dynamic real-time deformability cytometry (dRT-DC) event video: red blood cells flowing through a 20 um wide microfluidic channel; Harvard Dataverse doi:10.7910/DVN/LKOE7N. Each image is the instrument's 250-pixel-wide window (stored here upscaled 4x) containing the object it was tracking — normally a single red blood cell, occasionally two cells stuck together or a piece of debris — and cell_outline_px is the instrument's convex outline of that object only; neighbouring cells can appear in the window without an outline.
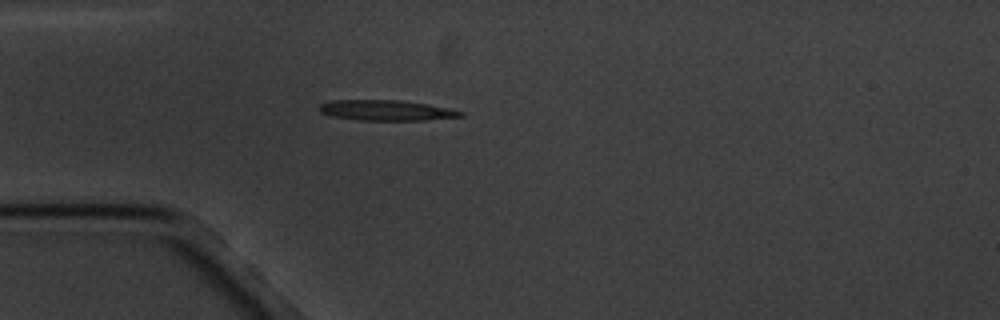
{"species": "common noctule bat (a hibernating species)", "species_latin": "Nyctalus noctula", "temperature_condition": "cold", "stored_images_in_passage": 3, "camera_frame_rate_fps": 3000, "um_per_image_px": 0.085, "animal": {"sex": "male", "body_mass_g": 20.1, "forearm_length_mm": 53.5}, "frame": {"image": 1, "passage_image": 3, "time_ms": 3.0, "image_size_px": [1000, 320], "cell_outline_px": [[464, 116], [424, 120], [360, 120], [332, 116], [320, 112], [320, 104], [332, 100], [400, 100], [428, 104], [464, 112]], "centroid_in_image_um": [32.83, 9.37], "position_along_channel_um": 52.2, "area_um2": 16.65}}